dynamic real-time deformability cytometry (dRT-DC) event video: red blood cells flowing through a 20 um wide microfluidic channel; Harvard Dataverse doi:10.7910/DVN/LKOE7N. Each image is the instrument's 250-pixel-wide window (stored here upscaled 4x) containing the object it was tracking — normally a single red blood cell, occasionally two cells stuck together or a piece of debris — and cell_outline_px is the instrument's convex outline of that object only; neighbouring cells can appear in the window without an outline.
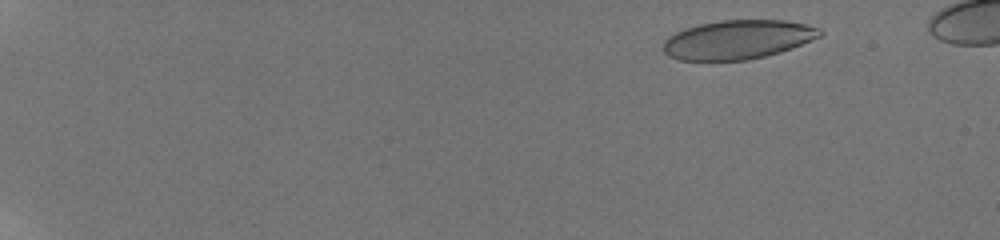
{"species": "human", "species_latin": "Homo sapiens", "temperature_condition": "room temperature", "stored_images_in_passage": 59, "camera_frame_rate_fps": 3000, "um_per_image_px": 0.085, "donor": {"sex": "male"}, "frame": {"image": 1, "passage_image": 10, "time_ms": 1.667, "image_size_px": [1000, 240], "cell_outline_px": [[824, 32], [820, 36], [812, 40], [792, 48], [780, 52], [748, 60], [680, 60], [668, 56], [664, 52], [664, 40], [668, 36], [684, 28], [700, 24], [720, 20], [784, 20], [804, 24], [820, 28]], "centroid_in_image_um": [62.71, 3.36], "position_along_channel_um": 22.3, "area_um2": 35.6}}
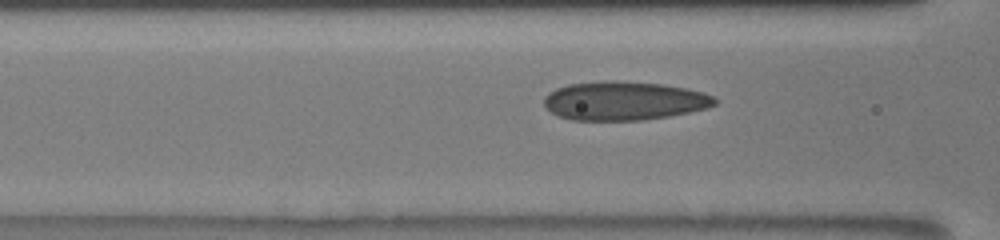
{"frame": {"image": 2, "passage_image": 55, "time_ms": 8.333, "image_size_px": [1000, 240], "cell_outline_px": [[716, 104], [708, 108], [668, 116], [640, 120], [572, 120], [560, 116], [552, 112], [544, 104], [544, 96], [548, 92], [556, 88], [568, 84], [600, 80], [616, 80], [664, 84], [688, 88], [704, 92], [712, 96], [716, 100]], "centroid_in_image_um": [53.04, 8.55], "position_along_channel_um": 113.6, "area_um2": 38.78}}
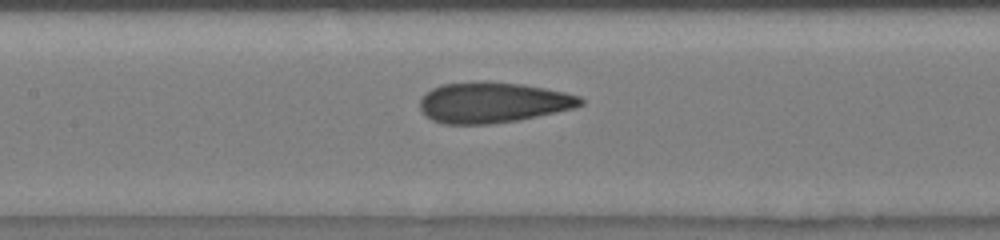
{"frame": {"image": 3, "passage_image": 58, "time_ms": 9.667, "image_size_px": [1000, 240], "cell_outline_px": [[584, 104], [572, 108], [536, 116], [516, 120], [488, 124], [444, 124], [432, 120], [420, 108], [420, 100], [424, 92], [440, 84], [480, 80], [484, 80], [520, 84], [544, 88], [564, 92], [580, 96], [584, 100]], "centroid_in_image_um": [41.85, 8.69], "position_along_channel_um": 165.6, "area_um2": 38.03}}